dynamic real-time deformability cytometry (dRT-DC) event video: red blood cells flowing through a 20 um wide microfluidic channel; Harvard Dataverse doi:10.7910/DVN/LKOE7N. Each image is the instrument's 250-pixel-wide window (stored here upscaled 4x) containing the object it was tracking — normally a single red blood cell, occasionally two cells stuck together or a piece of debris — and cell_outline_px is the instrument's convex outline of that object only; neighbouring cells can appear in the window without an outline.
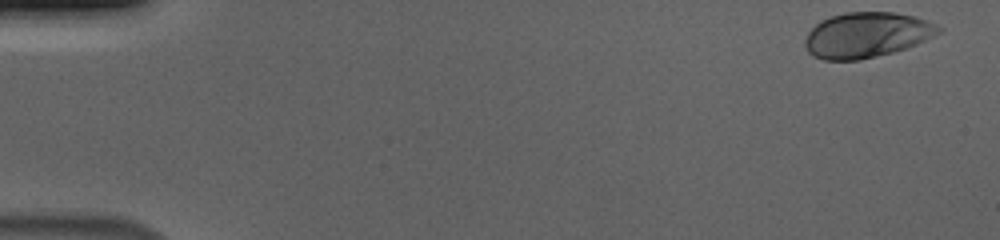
{"species": "human", "species_latin": "Homo sapiens", "temperature_condition": "cold", "stored_images_in_passage": 55, "camera_frame_rate_fps": 3000, "um_per_image_px": 0.085, "donor": {"sex": "male"}, "frame": {"image": 1, "passage_image": 1, "time_ms": 0.0, "image_size_px": [1000, 240], "cell_outline_px": [[944, 28], [940, 32], [916, 44], [892, 52], [860, 60], [824, 60], [812, 56], [808, 52], [804, 44], [804, 40], [808, 32], [820, 20], [828, 16], [844, 12], [892, 12], [912, 16], [936, 24]], "centroid_in_image_um": [73.61, 2.97], "position_along_channel_um": 11.4, "area_um2": 35.2}}
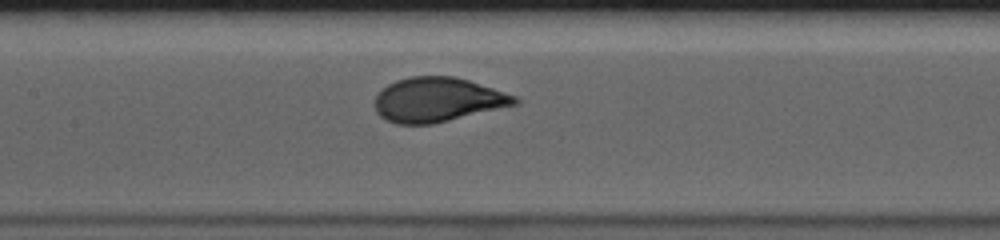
{"frame": {"image": 2, "passage_image": 26, "time_ms": 8.333, "image_size_px": [1000, 240], "cell_outline_px": [[520, 104], [432, 124], [396, 124], [380, 116], [376, 112], [376, 96], [388, 84], [396, 80], [412, 76], [452, 76], [468, 80], [516, 96], [520, 100]], "centroid_in_image_um": [37.22, 8.48], "position_along_channel_um": 170.2, "area_um2": 36.01}}
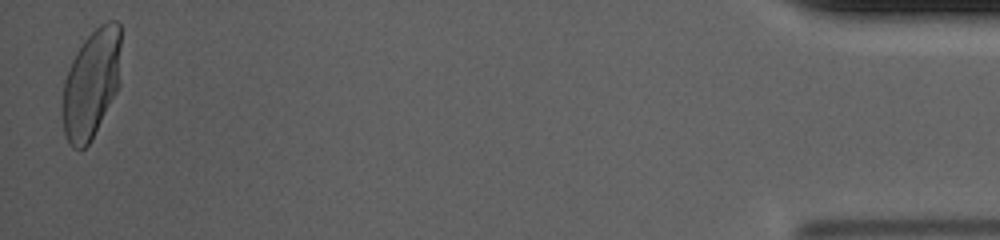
{"frame": {"image": 3, "passage_image": 54, "time_ms": 17.667, "image_size_px": [1000, 240], "cell_outline_px": [[120, 84], [92, 140], [80, 152], [72, 148], [68, 144], [64, 132], [60, 112], [60, 104], [64, 80], [72, 60], [76, 52], [84, 40], [100, 24], [108, 20], [116, 20], [120, 24]], "centroid_in_image_um": [7.73, 7.17], "position_along_channel_um": 427.5, "area_um2": 37.97}, "authors_computed_cell_mechanics": {"area_um2": 36.0094, "velocity_mm_per_s": 3.6767, "shape_relaxation_time_tau1_ms": 3.1777, "shape_relaxation_time_tau2_ms": null, "deformation_change_tau1": 0.1617, "deformation_change_tau2": null}}